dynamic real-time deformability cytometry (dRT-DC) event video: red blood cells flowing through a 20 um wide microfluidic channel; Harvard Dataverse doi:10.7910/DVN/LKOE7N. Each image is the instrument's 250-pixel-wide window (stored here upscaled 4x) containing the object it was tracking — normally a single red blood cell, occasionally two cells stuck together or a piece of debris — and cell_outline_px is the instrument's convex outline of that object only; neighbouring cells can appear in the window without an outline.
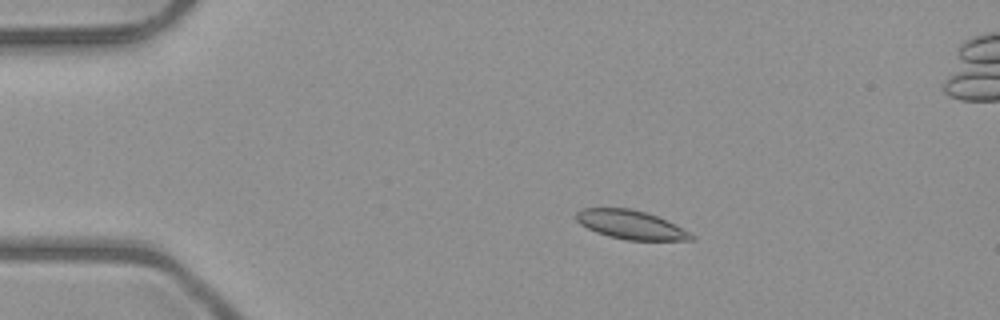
{"species": "common noctule bat (a hibernating species)", "species_latin": "Nyctalus noctula", "temperature_condition": "room temperature", "stored_images_in_passage": 44, "camera_frame_rate_fps": 3000, "um_per_image_px": 0.085, "animal": {"sex": "male", "body_mass_g": 23.1, "forearm_length_mm": 52.7}, "frame": {"image": 1, "passage_image": 10, "time_ms": 3.0, "image_size_px": [1000, 320], "cell_outline_px": [[696, 236], [692, 240], [624, 240], [608, 236], [596, 232], [580, 224], [576, 220], [576, 212], [580, 208], [632, 208], [656, 216]], "centroid_in_image_um": [53.55, 19.1], "position_along_channel_um": 31.4, "area_um2": 19.07}}
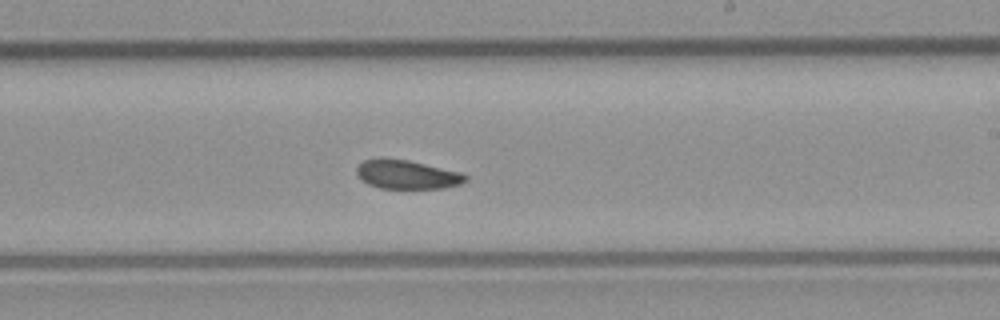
{"frame": {"image": 2, "passage_image": 31, "time_ms": 10.0, "image_size_px": [1000, 320], "cell_outline_px": [[468, 180], [460, 184], [444, 188], [380, 188], [368, 184], [360, 180], [356, 172], [356, 168], [364, 160], [380, 156], [408, 160], [460, 172], [468, 176]], "centroid_in_image_um": [34.55, 14.82], "position_along_channel_um": 254.4, "area_um2": 18.55}}
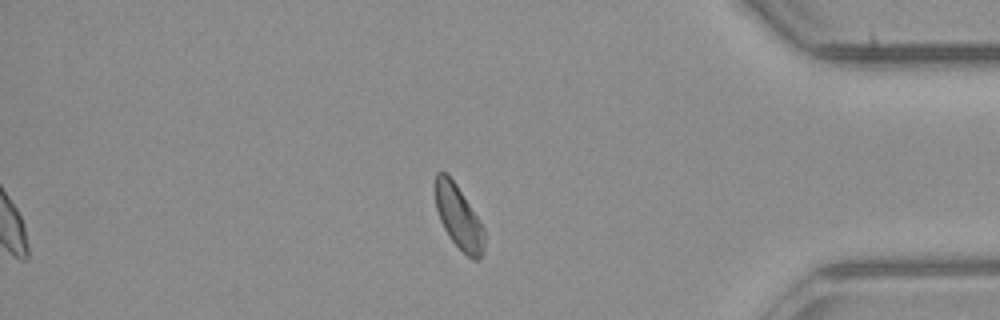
{"frame": {"image": 3, "passage_image": 44, "time_ms": 14.333, "image_size_px": [1000, 320], "cell_outline_px": [[484, 252], [476, 260], [472, 260], [448, 236], [440, 220], [436, 208], [436, 172], [448, 172], [480, 220], [484, 228]], "centroid_in_image_um": [39.0, 18.45], "position_along_channel_um": 396.2, "area_um2": 17.98}, "authors_computed_cell_mechanics": {"area_um2": 19.0451, "velocity_mm_per_s": 3.9895, "shape_relaxation_time_tau1_ms": 6.9235, "shape_relaxation_time_tau2_ms": null, "deformation_change_tau1": 0.1063, "deformation_change_tau2": null}}